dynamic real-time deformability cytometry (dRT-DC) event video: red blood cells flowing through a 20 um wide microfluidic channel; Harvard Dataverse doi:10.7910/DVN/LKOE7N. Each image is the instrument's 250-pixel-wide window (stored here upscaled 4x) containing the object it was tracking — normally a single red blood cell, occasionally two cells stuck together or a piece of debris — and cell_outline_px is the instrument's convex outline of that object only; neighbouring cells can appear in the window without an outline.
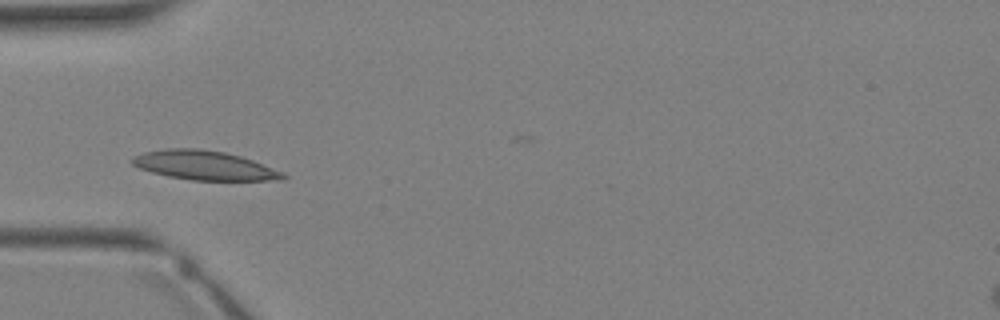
{"species": "Egyptian fruit bat (a non-hibernating species)", "species_latin": "Rousettus aegyptiacus", "temperature_condition": "warm", "stored_images_in_passage": 4, "camera_frame_rate_fps": 3000, "um_per_image_px": 0.085, "animal": {"sex": "female"}, "frame": {"image": 1, "passage_image": 4, "time_ms": 4.667, "image_size_px": [1000, 320], "cell_outline_px": [[288, 176], [284, 180], [192, 180], [168, 176], [152, 172], [140, 168], [132, 164], [132, 160], [136, 156], [144, 152], [164, 148], [200, 148], [224, 152], [240, 156], [252, 160], [284, 172]], "centroid_in_image_um": [17.41, 14.05], "position_along_channel_um": 67.6, "area_um2": 25.55}}